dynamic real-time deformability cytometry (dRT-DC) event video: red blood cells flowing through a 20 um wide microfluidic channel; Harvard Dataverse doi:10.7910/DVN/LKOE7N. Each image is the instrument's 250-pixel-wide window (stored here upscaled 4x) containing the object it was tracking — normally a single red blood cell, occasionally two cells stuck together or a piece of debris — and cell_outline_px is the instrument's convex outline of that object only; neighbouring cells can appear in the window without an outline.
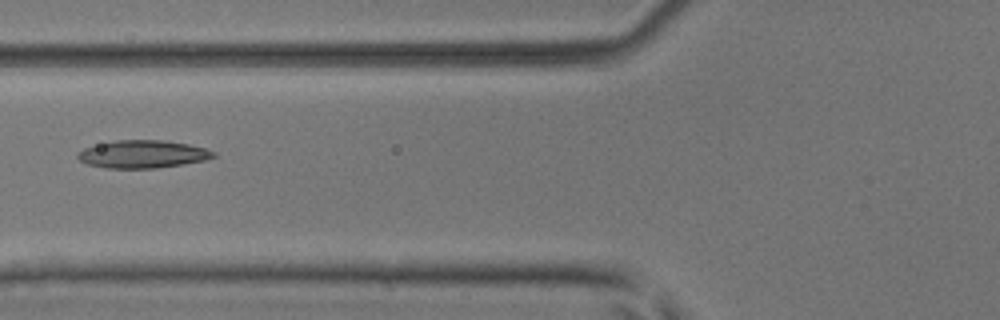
{"species": "common noctule bat (a hibernating species)", "species_latin": "Nyctalus noctula", "temperature_condition": "room temperature", "stored_images_in_passage": 8, "camera_frame_rate_fps": 3000, "um_per_image_px": 0.085, "animal": {"sex": "male", "body_mass_g": 17.9, "forearm_length_mm": 54.2}, "frame": {"image": 1, "passage_image": 6, "time_ms": 1.667, "image_size_px": [1000, 320], "cell_outline_px": [[216, 156], [204, 160], [156, 168], [104, 168], [88, 164], [80, 160], [76, 156], [76, 152], [84, 148], [116, 140], [164, 140], [188, 144], [204, 148], [216, 152]], "centroid_in_image_um": [12.11, 13.1], "position_along_channel_um": 113.7, "area_um2": 21.79}}
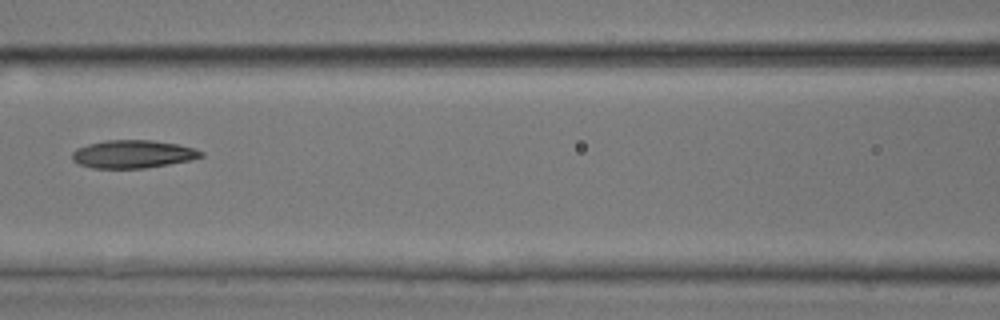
{"frame": {"image": 2, "passage_image": 7, "time_ms": 2.0, "image_size_px": [1000, 320], "cell_outline_px": [[204, 156], [192, 160], [144, 168], [92, 168], [80, 164], [72, 160], [72, 152], [76, 148], [88, 144], [104, 140], [152, 140], [176, 144], [196, 148], [204, 152]], "centroid_in_image_um": [11.31, 13.09], "position_along_channel_um": 155.3, "area_um2": 21.1}}
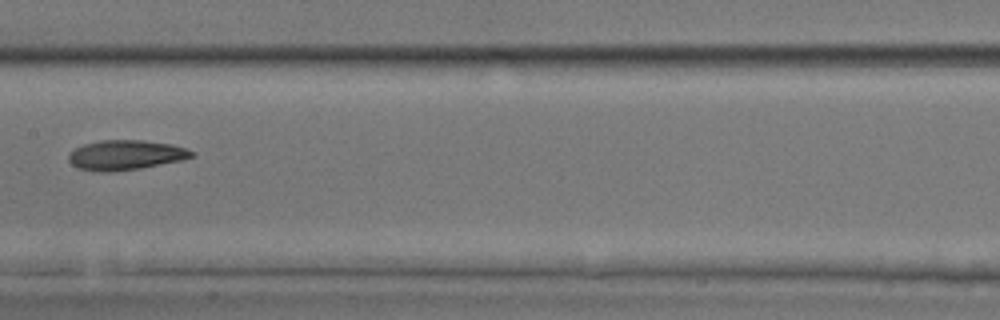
{"frame": {"image": 3, "passage_image": 8, "time_ms": 2.333, "image_size_px": [1000, 320], "cell_outline_px": [[196, 156], [180, 160], [140, 168], [112, 172], [100, 172], [80, 168], [72, 164], [68, 160], [68, 152], [84, 144], [100, 140], [144, 140], [172, 144], [196, 152]], "centroid_in_image_um": [10.68, 13.17], "position_along_channel_um": 196.7, "area_um2": 21.39}}